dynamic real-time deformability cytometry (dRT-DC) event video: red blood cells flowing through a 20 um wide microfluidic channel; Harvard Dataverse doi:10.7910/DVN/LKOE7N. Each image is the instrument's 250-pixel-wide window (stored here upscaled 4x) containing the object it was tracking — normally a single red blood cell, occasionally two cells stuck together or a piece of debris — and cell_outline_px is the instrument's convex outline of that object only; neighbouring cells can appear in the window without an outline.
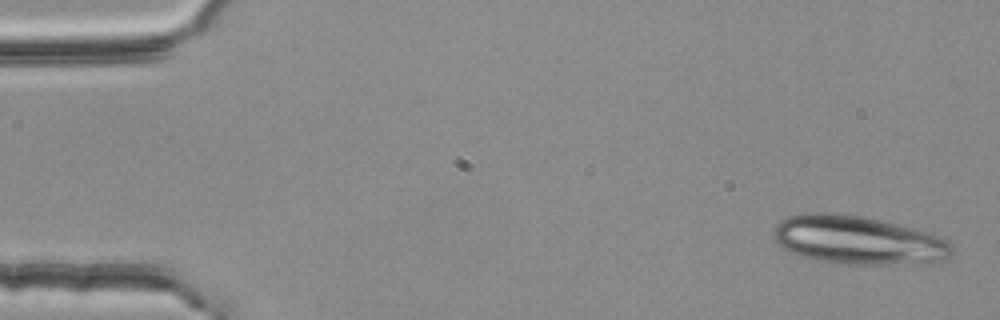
{"species": "common noctule bat (a hibernating species)", "species_latin": "Nyctalus noctula", "temperature_condition": "room temperature", "stored_images_in_passage": 4, "camera_frame_rate_fps": 3000, "um_per_image_px": 0.085, "animal": {"sex": "female", "body_mass_g": 25.1}, "frame": {"image": 1, "passage_image": 1, "time_ms": 0.0, "image_size_px": [1000, 320], "cell_outline_px": [[952, 252], [944, 260], [924, 264], [832, 264], [800, 256], [788, 252], [776, 244], [772, 236], [772, 232], [776, 224], [784, 216], [804, 212], [832, 212], [860, 216], [880, 220], [928, 232], [940, 236], [948, 240], [952, 244]], "centroid_in_image_um": [72.87, 20.41], "position_along_channel_um": 12.1, "area_um2": 51.38}}